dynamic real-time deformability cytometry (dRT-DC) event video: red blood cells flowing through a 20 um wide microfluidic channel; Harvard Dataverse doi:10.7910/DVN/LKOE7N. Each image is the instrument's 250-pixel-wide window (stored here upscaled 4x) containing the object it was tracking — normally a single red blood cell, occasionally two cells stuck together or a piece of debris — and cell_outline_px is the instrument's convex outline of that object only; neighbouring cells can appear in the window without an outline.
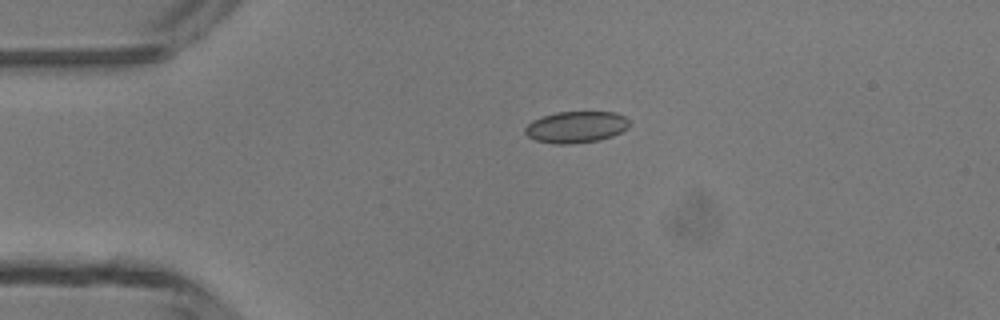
{"species": "common noctule bat (a hibernating species)", "species_latin": "Nyctalus noctula", "temperature_condition": "room temperature", "stored_images_in_passage": 2, "camera_frame_rate_fps": 3000, "um_per_image_px": 0.085, "animal": {"sex": "male", "body_mass_g": 13.3}, "frame": {"image": 1, "passage_image": 1, "time_ms": 0.0, "image_size_px": [1000, 320], "cell_outline_px": [[628, 128], [612, 136], [600, 140], [572, 144], [556, 144], [536, 140], [528, 136], [524, 132], [524, 128], [532, 120], [556, 112], [616, 112], [624, 116], [628, 120]], "centroid_in_image_um": [48.96, 10.8], "position_along_channel_um": 36.0, "area_um2": 19.13}}